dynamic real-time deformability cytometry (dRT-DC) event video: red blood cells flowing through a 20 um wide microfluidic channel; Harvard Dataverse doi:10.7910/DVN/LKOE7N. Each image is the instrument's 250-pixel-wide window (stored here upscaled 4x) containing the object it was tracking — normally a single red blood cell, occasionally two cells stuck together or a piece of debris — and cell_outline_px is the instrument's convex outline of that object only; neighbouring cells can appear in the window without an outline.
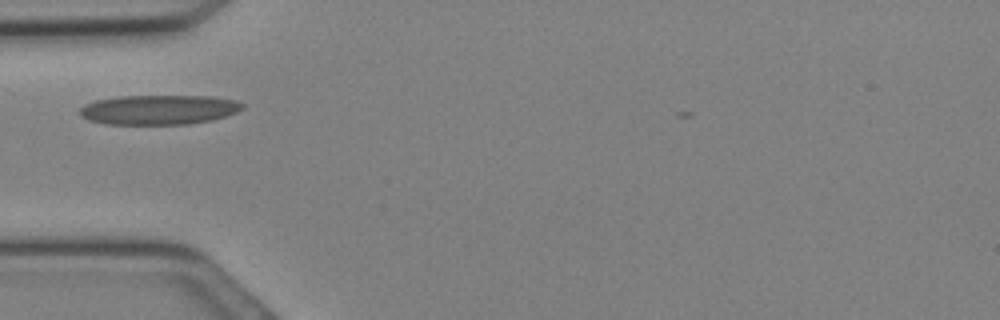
{"species": "Egyptian fruit bat (a non-hibernating species)", "species_latin": "Rousettus aegyptiacus", "temperature_condition": "cold", "stored_images_in_passage": 3, "camera_frame_rate_fps": 3000, "um_per_image_px": 0.085, "animal": {"sex": "female"}, "frame": {"image": 1, "passage_image": 1, "time_ms": 0.0, "image_size_px": [1000, 320], "cell_outline_px": [[244, 108], [236, 112], [212, 120], [188, 124], [104, 124], [88, 120], [80, 116], [80, 108], [84, 104], [96, 100], [120, 96], [212, 96], [236, 100], [244, 104]], "centroid_in_image_um": [13.49, 9.32], "position_along_channel_um": 71.5, "area_um2": 28.21}}
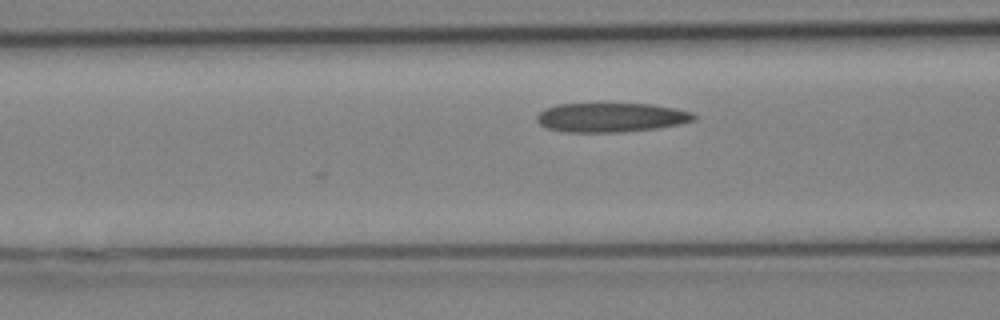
{"frame": {"image": 2, "passage_image": 3, "time_ms": 0.667, "image_size_px": [1000, 320], "cell_outline_px": [[696, 120], [680, 124], [656, 128], [620, 132], [568, 132], [548, 128], [540, 124], [536, 120], [536, 116], [544, 108], [556, 104], [652, 104], [692, 112], [696, 116]], "centroid_in_image_um": [51.93, 9.98], "position_along_channel_um": 114.7, "area_um2": 26.65}}